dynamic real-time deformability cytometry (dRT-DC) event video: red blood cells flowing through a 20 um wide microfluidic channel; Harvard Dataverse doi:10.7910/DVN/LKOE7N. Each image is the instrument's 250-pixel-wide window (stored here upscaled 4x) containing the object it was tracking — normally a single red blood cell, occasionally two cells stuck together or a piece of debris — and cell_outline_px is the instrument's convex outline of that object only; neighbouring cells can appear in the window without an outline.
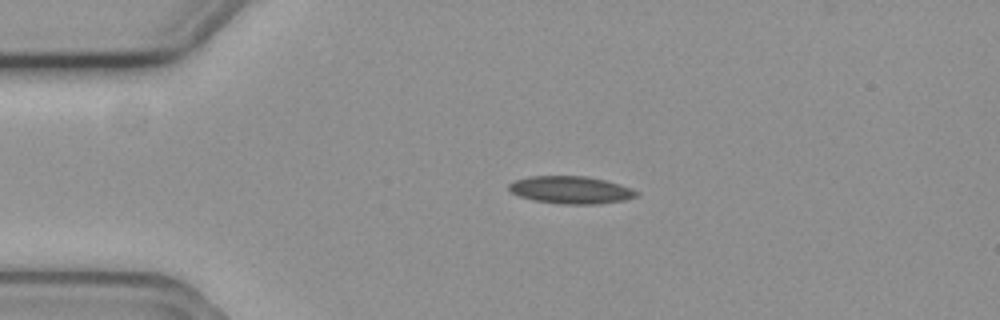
{"species": "common noctule bat (a hibernating species)", "species_latin": "Nyctalus noctula", "temperature_condition": "cold", "stored_images_in_passage": 1, "camera_frame_rate_fps": 3000, "um_per_image_px": 0.085, "animal": {"sex": "female", "body_mass_g": 19.3, "forearm_length_mm": 54.1}, "frame": {"image": 1, "passage_image": 1, "time_ms": 0.0, "image_size_px": [1000, 320], "cell_outline_px": [[640, 192], [636, 196], [624, 200], [596, 204], [560, 204], [532, 200], [520, 196], [512, 192], [508, 188], [508, 184], [516, 180], [528, 176], [584, 176], [604, 180], [620, 184], [632, 188]], "centroid_in_image_um": [48.52, 16.14], "position_along_channel_um": 36.5, "area_um2": 20.4}}